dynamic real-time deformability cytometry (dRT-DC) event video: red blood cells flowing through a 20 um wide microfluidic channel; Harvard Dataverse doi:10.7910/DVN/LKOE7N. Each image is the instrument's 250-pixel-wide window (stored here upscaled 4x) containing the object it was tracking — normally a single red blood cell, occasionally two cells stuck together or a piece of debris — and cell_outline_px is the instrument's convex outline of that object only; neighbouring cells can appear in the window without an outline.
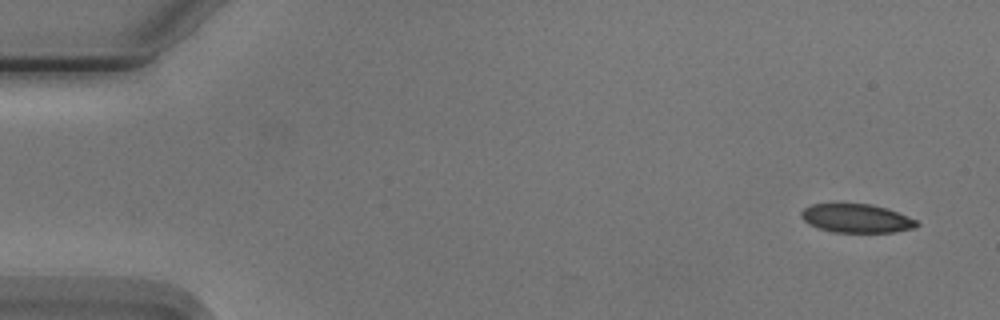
{"species": "Egyptian fruit bat (a non-hibernating species)", "species_latin": "Rousettus aegyptiacus", "temperature_condition": "cold", "stored_images_in_passage": 6, "camera_frame_rate_fps": 3000, "um_per_image_px": 0.085, "animal": {"sex": "male"}, "frame": {"image": 1, "passage_image": 1, "time_ms": 0.0, "image_size_px": [1000, 320], "cell_outline_px": [[920, 224], [916, 228], [896, 232], [832, 232], [808, 224], [800, 216], [800, 212], [804, 208], [812, 204], [872, 204], [888, 208], [908, 216], [916, 220]], "centroid_in_image_um": [72.83, 18.56], "position_along_channel_um": 12.2, "area_um2": 19.42}}
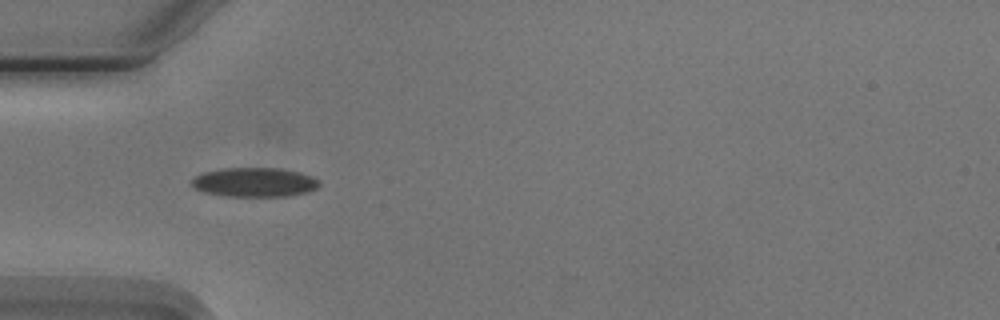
{"frame": {"image": 2, "passage_image": 5, "time_ms": 4.667, "image_size_px": [1000, 320], "cell_outline_px": [[320, 184], [316, 188], [308, 192], [292, 196], [228, 196], [204, 192], [196, 188], [192, 184], [192, 180], [196, 176], [204, 172], [224, 168], [280, 168], [300, 172], [312, 176]], "centroid_in_image_um": [21.67, 15.49], "position_along_channel_um": 63.3, "area_um2": 21.62}}
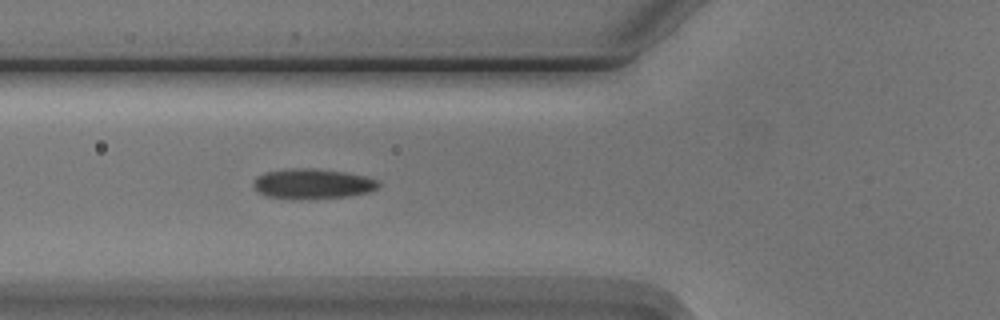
{"frame": {"image": 3, "passage_image": 6, "time_ms": 5.667, "image_size_px": [1000, 320], "cell_outline_px": [[380, 188], [368, 192], [348, 196], [300, 200], [264, 196], [256, 192], [252, 184], [252, 180], [256, 176], [268, 172], [288, 168], [312, 168], [344, 172], [368, 176], [376, 180], [380, 184]], "centroid_in_image_um": [26.53, 15.63], "position_along_channel_um": 99.3, "area_um2": 22.37}}